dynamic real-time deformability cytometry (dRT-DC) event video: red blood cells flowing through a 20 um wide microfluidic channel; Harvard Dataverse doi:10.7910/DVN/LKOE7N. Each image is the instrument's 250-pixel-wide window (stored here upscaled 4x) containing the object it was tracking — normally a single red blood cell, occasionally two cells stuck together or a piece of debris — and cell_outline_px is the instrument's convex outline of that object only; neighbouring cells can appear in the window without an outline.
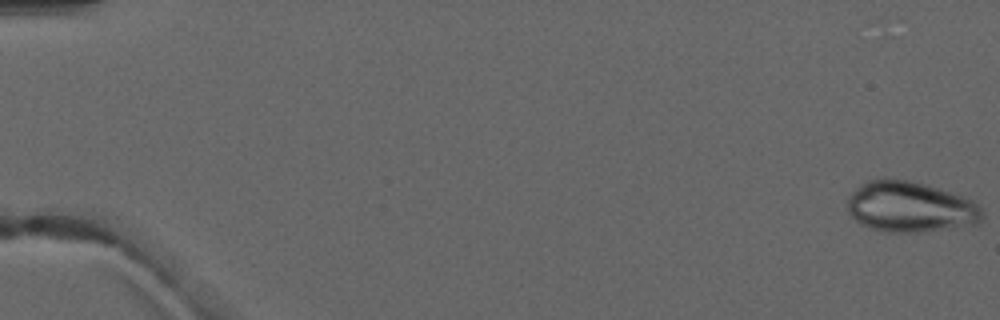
{"species": "common noctule bat (a hibernating species)", "species_latin": "Nyctalus noctula", "temperature_condition": "warm", "stored_images_in_passage": 6, "camera_frame_rate_fps": 3000, "um_per_image_px": 0.085, "animal": {"sex": "male", "forearm_length_mm": 52.5}, "frame": {"image": 1, "passage_image": 1, "time_ms": 0.0, "image_size_px": [1000, 320], "cell_outline_px": [[984, 220], [980, 224], [920, 232], [888, 232], [872, 228], [860, 224], [848, 212], [848, 196], [860, 184], [868, 180], [880, 176], [888, 176], [908, 180], [940, 188], [964, 196], [972, 200], [984, 212]], "centroid_in_image_um": [77.38, 17.56], "position_along_channel_um": 7.6, "area_um2": 40.52}}